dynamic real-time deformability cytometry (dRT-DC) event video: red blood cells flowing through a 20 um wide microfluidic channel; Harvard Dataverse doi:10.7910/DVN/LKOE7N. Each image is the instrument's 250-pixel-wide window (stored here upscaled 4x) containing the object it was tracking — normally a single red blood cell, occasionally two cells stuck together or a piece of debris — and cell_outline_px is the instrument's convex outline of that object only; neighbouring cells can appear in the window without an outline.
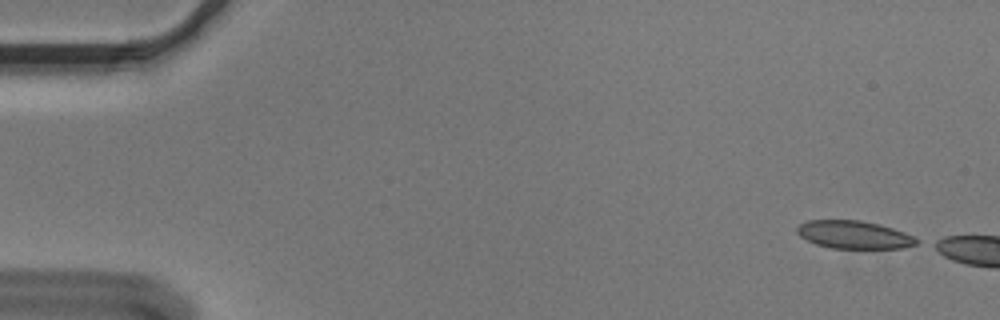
{"species": "Egyptian fruit bat (a non-hibernating species)", "species_latin": "Rousettus aegyptiacus", "temperature_condition": "cold", "stored_images_in_passage": 5, "camera_frame_rate_fps": 3000, "um_per_image_px": 0.085, "animal": {"sex": "male"}, "frame": {"image": 1, "passage_image": 1, "time_ms": 0.0, "image_size_px": [1000, 320], "cell_outline_px": [[920, 240], [916, 244], [904, 248], [832, 248], [816, 244], [800, 236], [796, 232], [796, 228], [800, 224], [808, 220], [860, 220], [880, 224], [904, 232]], "centroid_in_image_um": [72.59, 19.94], "position_along_channel_um": 12.4, "area_um2": 19.36}}